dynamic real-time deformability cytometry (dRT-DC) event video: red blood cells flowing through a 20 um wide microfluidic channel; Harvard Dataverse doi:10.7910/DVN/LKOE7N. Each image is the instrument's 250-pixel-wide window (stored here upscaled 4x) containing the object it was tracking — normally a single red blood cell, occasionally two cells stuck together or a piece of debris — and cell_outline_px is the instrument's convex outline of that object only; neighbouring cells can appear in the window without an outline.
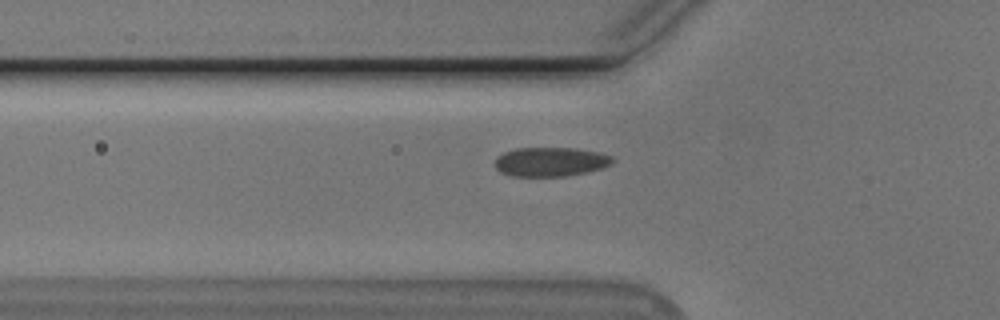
{"species": "Egyptian fruit bat (a non-hibernating species)", "species_latin": "Rousettus aegyptiacus", "temperature_condition": "cold", "stored_images_in_passage": 37, "camera_frame_rate_fps": 3000, "um_per_image_px": 0.085, "animal": {"sex": "male"}, "frame": {"image": 1, "passage_image": 2, "time_ms": 0.333, "image_size_px": [1000, 320], "cell_outline_px": [[616, 160], [612, 164], [588, 172], [564, 176], [512, 176], [500, 172], [496, 168], [496, 156], [504, 152], [516, 148], [576, 148], [600, 152], [612, 156]], "centroid_in_image_um": [46.82, 13.74], "position_along_channel_um": 79.0, "area_um2": 20.11}}
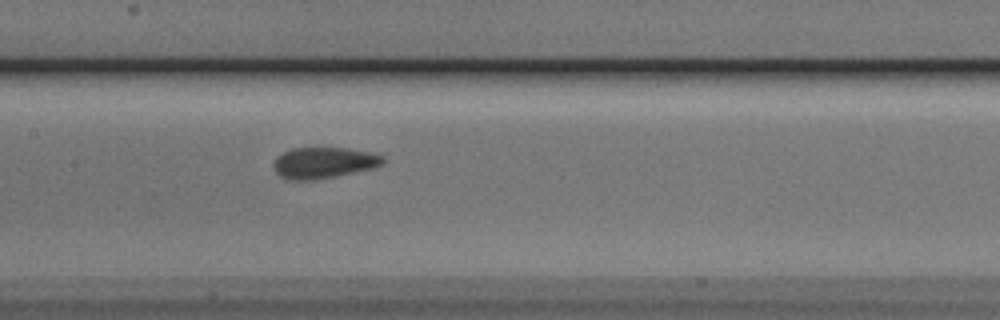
{"frame": {"image": 2, "passage_image": 10, "time_ms": 3.0, "image_size_px": [1000, 320], "cell_outline_px": [[384, 164], [372, 168], [312, 180], [288, 180], [280, 176], [276, 172], [272, 164], [276, 156], [292, 148], [348, 148], [368, 152], [384, 156]], "centroid_in_image_um": [27.47, 13.82], "position_along_channel_um": 179.9, "area_um2": 19.65}}
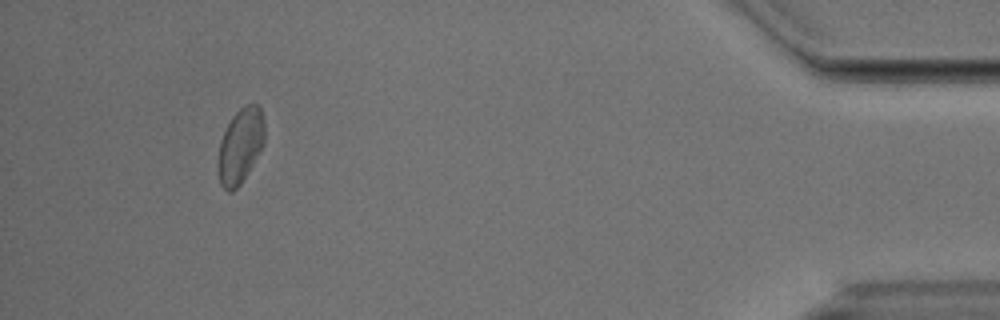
{"frame": {"image": 3, "passage_image": 34, "time_ms": 11.0, "image_size_px": [1000, 320], "cell_outline_px": [[264, 144], [240, 184], [232, 192], [228, 192], [220, 184], [216, 168], [216, 164], [220, 140], [232, 116], [240, 108], [248, 104], [260, 104], [264, 120]], "centroid_in_image_um": [20.41, 12.39], "position_along_channel_um": 414.8, "area_um2": 20.46}}